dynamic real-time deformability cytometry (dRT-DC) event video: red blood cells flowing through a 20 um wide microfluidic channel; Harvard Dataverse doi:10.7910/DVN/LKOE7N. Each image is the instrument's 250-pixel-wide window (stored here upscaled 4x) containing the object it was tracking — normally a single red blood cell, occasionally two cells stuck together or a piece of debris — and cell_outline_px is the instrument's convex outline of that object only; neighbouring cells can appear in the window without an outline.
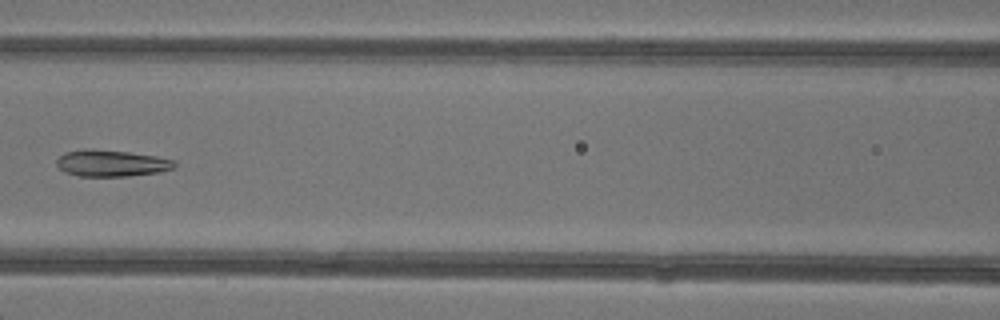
{"species": "common noctule bat (a hibernating species)", "species_latin": "Nyctalus noctula", "temperature_condition": "warm", "stored_images_in_passage": 7, "camera_frame_rate_fps": 3000, "um_per_image_px": 0.085, "animal": {"sex": "female"}, "frame": {"image": 1, "passage_image": 6, "time_ms": 7.0, "image_size_px": [1000, 320], "cell_outline_px": [[176, 168], [160, 172], [128, 176], [80, 176], [64, 172], [56, 164], [56, 160], [64, 152], [84, 148], [128, 152], [156, 156], [176, 160]], "centroid_in_image_um": [9.49, 13.87], "position_along_channel_um": 157.1, "area_um2": 18.38}}
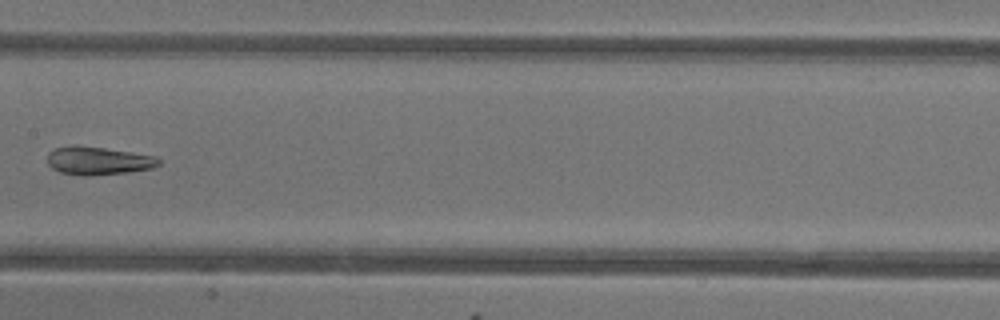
{"frame": {"image": 2, "passage_image": 7, "time_ms": 8.0, "image_size_px": [1000, 320], "cell_outline_px": [[160, 164], [152, 168], [124, 172], [88, 176], [84, 176], [60, 172], [52, 168], [48, 164], [48, 152], [56, 148], [72, 144], [104, 148], [156, 156], [160, 160]], "centroid_in_image_um": [8.31, 13.65], "position_along_channel_um": 199.1, "area_um2": 18.15}}